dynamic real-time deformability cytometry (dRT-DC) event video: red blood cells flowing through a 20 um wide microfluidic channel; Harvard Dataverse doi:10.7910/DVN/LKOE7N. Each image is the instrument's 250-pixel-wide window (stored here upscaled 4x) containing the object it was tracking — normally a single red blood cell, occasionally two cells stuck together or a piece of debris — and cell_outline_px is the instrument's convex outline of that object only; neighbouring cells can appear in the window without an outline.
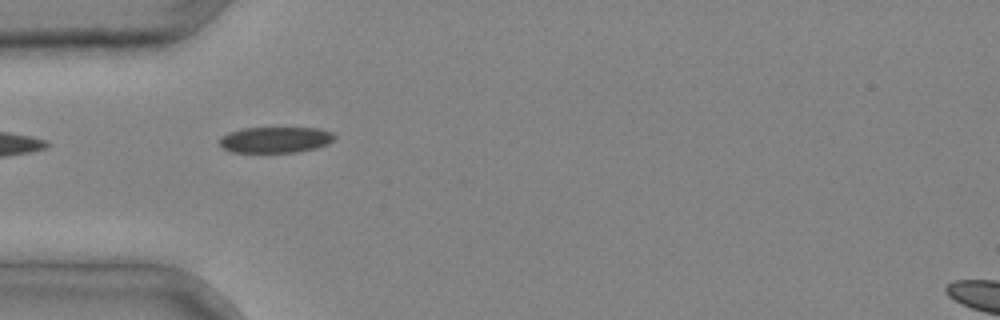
{"species": "common noctule bat (a hibernating species)", "species_latin": "Nyctalus noctula", "temperature_condition": "cold", "stored_images_in_passage": 1, "camera_frame_rate_fps": 3000, "um_per_image_px": 0.085, "animal": {"sex": "male", "body_mass_g": 20.4}, "frame": {"image": 1, "passage_image": 1, "time_ms": 0.0, "image_size_px": [1000, 320], "cell_outline_px": [[336, 136], [328, 144], [316, 148], [296, 152], [232, 152], [224, 148], [220, 144], [220, 136], [228, 132], [244, 128], [316, 128], [332, 132]], "centroid_in_image_um": [23.4, 11.88], "position_along_channel_um": 61.6, "area_um2": 17.34}}